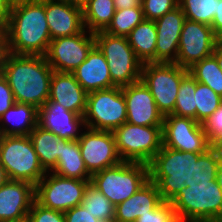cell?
I'll return each instance as SVG.
<instances>
[{
    "mask_svg": "<svg viewBox=\"0 0 222 222\" xmlns=\"http://www.w3.org/2000/svg\"><path fill=\"white\" fill-rule=\"evenodd\" d=\"M128 43L143 63H155L157 30L155 21L143 20L127 36Z\"/></svg>",
    "mask_w": 222,
    "mask_h": 222,
    "instance_id": "27",
    "label": "cell"
},
{
    "mask_svg": "<svg viewBox=\"0 0 222 222\" xmlns=\"http://www.w3.org/2000/svg\"><path fill=\"white\" fill-rule=\"evenodd\" d=\"M11 7L9 0H0V28H5Z\"/></svg>",
    "mask_w": 222,
    "mask_h": 222,
    "instance_id": "43",
    "label": "cell"
},
{
    "mask_svg": "<svg viewBox=\"0 0 222 222\" xmlns=\"http://www.w3.org/2000/svg\"><path fill=\"white\" fill-rule=\"evenodd\" d=\"M211 27L215 35L222 40V0H218L217 12L213 18Z\"/></svg>",
    "mask_w": 222,
    "mask_h": 222,
    "instance_id": "42",
    "label": "cell"
},
{
    "mask_svg": "<svg viewBox=\"0 0 222 222\" xmlns=\"http://www.w3.org/2000/svg\"><path fill=\"white\" fill-rule=\"evenodd\" d=\"M115 10L114 0H89L82 10L85 29L92 33L105 30Z\"/></svg>",
    "mask_w": 222,
    "mask_h": 222,
    "instance_id": "29",
    "label": "cell"
},
{
    "mask_svg": "<svg viewBox=\"0 0 222 222\" xmlns=\"http://www.w3.org/2000/svg\"><path fill=\"white\" fill-rule=\"evenodd\" d=\"M72 73L87 93L114 87L107 61L96 45Z\"/></svg>",
    "mask_w": 222,
    "mask_h": 222,
    "instance_id": "22",
    "label": "cell"
},
{
    "mask_svg": "<svg viewBox=\"0 0 222 222\" xmlns=\"http://www.w3.org/2000/svg\"><path fill=\"white\" fill-rule=\"evenodd\" d=\"M136 222H179L171 202L162 201L153 211L139 216Z\"/></svg>",
    "mask_w": 222,
    "mask_h": 222,
    "instance_id": "38",
    "label": "cell"
},
{
    "mask_svg": "<svg viewBox=\"0 0 222 222\" xmlns=\"http://www.w3.org/2000/svg\"><path fill=\"white\" fill-rule=\"evenodd\" d=\"M188 73V69L176 63L143 64L141 80L149 88L163 116L173 113L181 81Z\"/></svg>",
    "mask_w": 222,
    "mask_h": 222,
    "instance_id": "10",
    "label": "cell"
},
{
    "mask_svg": "<svg viewBox=\"0 0 222 222\" xmlns=\"http://www.w3.org/2000/svg\"><path fill=\"white\" fill-rule=\"evenodd\" d=\"M143 20L144 15L141 6L116 9L111 23L104 31L112 35L127 37Z\"/></svg>",
    "mask_w": 222,
    "mask_h": 222,
    "instance_id": "32",
    "label": "cell"
},
{
    "mask_svg": "<svg viewBox=\"0 0 222 222\" xmlns=\"http://www.w3.org/2000/svg\"><path fill=\"white\" fill-rule=\"evenodd\" d=\"M4 29L9 53L45 56L51 42L45 0L13 4Z\"/></svg>",
    "mask_w": 222,
    "mask_h": 222,
    "instance_id": "1",
    "label": "cell"
},
{
    "mask_svg": "<svg viewBox=\"0 0 222 222\" xmlns=\"http://www.w3.org/2000/svg\"><path fill=\"white\" fill-rule=\"evenodd\" d=\"M88 93L76 80L73 73L53 71L50 95L46 102H57L65 109L84 116Z\"/></svg>",
    "mask_w": 222,
    "mask_h": 222,
    "instance_id": "21",
    "label": "cell"
},
{
    "mask_svg": "<svg viewBox=\"0 0 222 222\" xmlns=\"http://www.w3.org/2000/svg\"><path fill=\"white\" fill-rule=\"evenodd\" d=\"M212 55L216 58L218 65L222 71V40L219 41Z\"/></svg>",
    "mask_w": 222,
    "mask_h": 222,
    "instance_id": "46",
    "label": "cell"
},
{
    "mask_svg": "<svg viewBox=\"0 0 222 222\" xmlns=\"http://www.w3.org/2000/svg\"><path fill=\"white\" fill-rule=\"evenodd\" d=\"M196 121L200 124L214 113L221 105L222 97L209 86L196 81L195 91Z\"/></svg>",
    "mask_w": 222,
    "mask_h": 222,
    "instance_id": "35",
    "label": "cell"
},
{
    "mask_svg": "<svg viewBox=\"0 0 222 222\" xmlns=\"http://www.w3.org/2000/svg\"><path fill=\"white\" fill-rule=\"evenodd\" d=\"M186 19L211 26L217 12L218 0H178Z\"/></svg>",
    "mask_w": 222,
    "mask_h": 222,
    "instance_id": "33",
    "label": "cell"
},
{
    "mask_svg": "<svg viewBox=\"0 0 222 222\" xmlns=\"http://www.w3.org/2000/svg\"><path fill=\"white\" fill-rule=\"evenodd\" d=\"M222 157V148L211 147L205 153L192 152L191 180L189 184H212L216 180L217 169Z\"/></svg>",
    "mask_w": 222,
    "mask_h": 222,
    "instance_id": "28",
    "label": "cell"
},
{
    "mask_svg": "<svg viewBox=\"0 0 222 222\" xmlns=\"http://www.w3.org/2000/svg\"><path fill=\"white\" fill-rule=\"evenodd\" d=\"M29 137L43 169L52 171L62 151V139L39 125L30 132Z\"/></svg>",
    "mask_w": 222,
    "mask_h": 222,
    "instance_id": "26",
    "label": "cell"
},
{
    "mask_svg": "<svg viewBox=\"0 0 222 222\" xmlns=\"http://www.w3.org/2000/svg\"><path fill=\"white\" fill-rule=\"evenodd\" d=\"M162 137L163 146L178 151L205 153L211 148L202 124L190 117L164 116Z\"/></svg>",
    "mask_w": 222,
    "mask_h": 222,
    "instance_id": "12",
    "label": "cell"
},
{
    "mask_svg": "<svg viewBox=\"0 0 222 222\" xmlns=\"http://www.w3.org/2000/svg\"><path fill=\"white\" fill-rule=\"evenodd\" d=\"M141 0H114L115 9H127L134 6H141Z\"/></svg>",
    "mask_w": 222,
    "mask_h": 222,
    "instance_id": "45",
    "label": "cell"
},
{
    "mask_svg": "<svg viewBox=\"0 0 222 222\" xmlns=\"http://www.w3.org/2000/svg\"><path fill=\"white\" fill-rule=\"evenodd\" d=\"M216 180L218 182L220 189L222 190V157L220 158V162L218 165Z\"/></svg>",
    "mask_w": 222,
    "mask_h": 222,
    "instance_id": "49",
    "label": "cell"
},
{
    "mask_svg": "<svg viewBox=\"0 0 222 222\" xmlns=\"http://www.w3.org/2000/svg\"><path fill=\"white\" fill-rule=\"evenodd\" d=\"M149 181L147 164L122 161L91 175L90 184L115 206L136 193Z\"/></svg>",
    "mask_w": 222,
    "mask_h": 222,
    "instance_id": "4",
    "label": "cell"
},
{
    "mask_svg": "<svg viewBox=\"0 0 222 222\" xmlns=\"http://www.w3.org/2000/svg\"><path fill=\"white\" fill-rule=\"evenodd\" d=\"M202 126L206 133L208 144L211 147L222 148V103L214 113L202 123Z\"/></svg>",
    "mask_w": 222,
    "mask_h": 222,
    "instance_id": "36",
    "label": "cell"
},
{
    "mask_svg": "<svg viewBox=\"0 0 222 222\" xmlns=\"http://www.w3.org/2000/svg\"><path fill=\"white\" fill-rule=\"evenodd\" d=\"M219 41L211 26L186 19L180 35L176 64L185 69L191 68L210 57Z\"/></svg>",
    "mask_w": 222,
    "mask_h": 222,
    "instance_id": "13",
    "label": "cell"
},
{
    "mask_svg": "<svg viewBox=\"0 0 222 222\" xmlns=\"http://www.w3.org/2000/svg\"><path fill=\"white\" fill-rule=\"evenodd\" d=\"M78 143L85 167L91 175L122 162L112 131L85 128Z\"/></svg>",
    "mask_w": 222,
    "mask_h": 222,
    "instance_id": "15",
    "label": "cell"
},
{
    "mask_svg": "<svg viewBox=\"0 0 222 222\" xmlns=\"http://www.w3.org/2000/svg\"><path fill=\"white\" fill-rule=\"evenodd\" d=\"M38 125V109L25 103L15 102L0 116V135L29 136Z\"/></svg>",
    "mask_w": 222,
    "mask_h": 222,
    "instance_id": "24",
    "label": "cell"
},
{
    "mask_svg": "<svg viewBox=\"0 0 222 222\" xmlns=\"http://www.w3.org/2000/svg\"><path fill=\"white\" fill-rule=\"evenodd\" d=\"M38 125L65 140H78L86 128L84 116L65 109L57 102H45L38 109Z\"/></svg>",
    "mask_w": 222,
    "mask_h": 222,
    "instance_id": "17",
    "label": "cell"
},
{
    "mask_svg": "<svg viewBox=\"0 0 222 222\" xmlns=\"http://www.w3.org/2000/svg\"><path fill=\"white\" fill-rule=\"evenodd\" d=\"M179 222H206L222 217V190L212 184H189L171 201Z\"/></svg>",
    "mask_w": 222,
    "mask_h": 222,
    "instance_id": "5",
    "label": "cell"
},
{
    "mask_svg": "<svg viewBox=\"0 0 222 222\" xmlns=\"http://www.w3.org/2000/svg\"><path fill=\"white\" fill-rule=\"evenodd\" d=\"M18 222H28V220H27V219H25V220H22V221H18Z\"/></svg>",
    "mask_w": 222,
    "mask_h": 222,
    "instance_id": "52",
    "label": "cell"
},
{
    "mask_svg": "<svg viewBox=\"0 0 222 222\" xmlns=\"http://www.w3.org/2000/svg\"><path fill=\"white\" fill-rule=\"evenodd\" d=\"M67 3L79 7L83 10V8L89 3V0H65Z\"/></svg>",
    "mask_w": 222,
    "mask_h": 222,
    "instance_id": "48",
    "label": "cell"
},
{
    "mask_svg": "<svg viewBox=\"0 0 222 222\" xmlns=\"http://www.w3.org/2000/svg\"><path fill=\"white\" fill-rule=\"evenodd\" d=\"M17 103L41 108L49 99L52 67L42 55L7 53L1 71Z\"/></svg>",
    "mask_w": 222,
    "mask_h": 222,
    "instance_id": "2",
    "label": "cell"
},
{
    "mask_svg": "<svg viewBox=\"0 0 222 222\" xmlns=\"http://www.w3.org/2000/svg\"><path fill=\"white\" fill-rule=\"evenodd\" d=\"M9 1L13 5L20 2H30V1H38V0H9Z\"/></svg>",
    "mask_w": 222,
    "mask_h": 222,
    "instance_id": "50",
    "label": "cell"
},
{
    "mask_svg": "<svg viewBox=\"0 0 222 222\" xmlns=\"http://www.w3.org/2000/svg\"><path fill=\"white\" fill-rule=\"evenodd\" d=\"M65 222H115L108 220H99L94 217L81 204L64 212Z\"/></svg>",
    "mask_w": 222,
    "mask_h": 222,
    "instance_id": "40",
    "label": "cell"
},
{
    "mask_svg": "<svg viewBox=\"0 0 222 222\" xmlns=\"http://www.w3.org/2000/svg\"><path fill=\"white\" fill-rule=\"evenodd\" d=\"M185 20L186 17L179 6L155 20L157 30L155 63H176Z\"/></svg>",
    "mask_w": 222,
    "mask_h": 222,
    "instance_id": "19",
    "label": "cell"
},
{
    "mask_svg": "<svg viewBox=\"0 0 222 222\" xmlns=\"http://www.w3.org/2000/svg\"><path fill=\"white\" fill-rule=\"evenodd\" d=\"M35 201V186L26 181L9 180L0 188V222L25 220Z\"/></svg>",
    "mask_w": 222,
    "mask_h": 222,
    "instance_id": "18",
    "label": "cell"
},
{
    "mask_svg": "<svg viewBox=\"0 0 222 222\" xmlns=\"http://www.w3.org/2000/svg\"><path fill=\"white\" fill-rule=\"evenodd\" d=\"M162 198L155 183L146 182L127 200L115 206V222H136L139 216L153 211Z\"/></svg>",
    "mask_w": 222,
    "mask_h": 222,
    "instance_id": "23",
    "label": "cell"
},
{
    "mask_svg": "<svg viewBox=\"0 0 222 222\" xmlns=\"http://www.w3.org/2000/svg\"><path fill=\"white\" fill-rule=\"evenodd\" d=\"M149 180L156 184L163 201L171 202L191 180L192 152L162 145L148 164Z\"/></svg>",
    "mask_w": 222,
    "mask_h": 222,
    "instance_id": "3",
    "label": "cell"
},
{
    "mask_svg": "<svg viewBox=\"0 0 222 222\" xmlns=\"http://www.w3.org/2000/svg\"><path fill=\"white\" fill-rule=\"evenodd\" d=\"M90 180L66 178L47 172L35 185V201L45 208L66 212L81 204Z\"/></svg>",
    "mask_w": 222,
    "mask_h": 222,
    "instance_id": "11",
    "label": "cell"
},
{
    "mask_svg": "<svg viewBox=\"0 0 222 222\" xmlns=\"http://www.w3.org/2000/svg\"><path fill=\"white\" fill-rule=\"evenodd\" d=\"M122 161L149 164L163 145L162 126L125 122L112 131Z\"/></svg>",
    "mask_w": 222,
    "mask_h": 222,
    "instance_id": "8",
    "label": "cell"
},
{
    "mask_svg": "<svg viewBox=\"0 0 222 222\" xmlns=\"http://www.w3.org/2000/svg\"><path fill=\"white\" fill-rule=\"evenodd\" d=\"M13 92L7 79L0 73V116L15 103Z\"/></svg>",
    "mask_w": 222,
    "mask_h": 222,
    "instance_id": "41",
    "label": "cell"
},
{
    "mask_svg": "<svg viewBox=\"0 0 222 222\" xmlns=\"http://www.w3.org/2000/svg\"><path fill=\"white\" fill-rule=\"evenodd\" d=\"M144 19L155 21L178 7V0H141Z\"/></svg>",
    "mask_w": 222,
    "mask_h": 222,
    "instance_id": "37",
    "label": "cell"
},
{
    "mask_svg": "<svg viewBox=\"0 0 222 222\" xmlns=\"http://www.w3.org/2000/svg\"><path fill=\"white\" fill-rule=\"evenodd\" d=\"M206 222H222V217L221 218H217V219H212Z\"/></svg>",
    "mask_w": 222,
    "mask_h": 222,
    "instance_id": "51",
    "label": "cell"
},
{
    "mask_svg": "<svg viewBox=\"0 0 222 222\" xmlns=\"http://www.w3.org/2000/svg\"><path fill=\"white\" fill-rule=\"evenodd\" d=\"M196 80L188 73L181 81L172 114L196 120Z\"/></svg>",
    "mask_w": 222,
    "mask_h": 222,
    "instance_id": "34",
    "label": "cell"
},
{
    "mask_svg": "<svg viewBox=\"0 0 222 222\" xmlns=\"http://www.w3.org/2000/svg\"><path fill=\"white\" fill-rule=\"evenodd\" d=\"M51 172L66 178L91 179V174L87 171L82 159L78 140L62 139V151L57 165Z\"/></svg>",
    "mask_w": 222,
    "mask_h": 222,
    "instance_id": "25",
    "label": "cell"
},
{
    "mask_svg": "<svg viewBox=\"0 0 222 222\" xmlns=\"http://www.w3.org/2000/svg\"><path fill=\"white\" fill-rule=\"evenodd\" d=\"M95 45L104 54L109 66L112 84L124 87L141 80L143 63L137 58L127 37L98 31L94 33Z\"/></svg>",
    "mask_w": 222,
    "mask_h": 222,
    "instance_id": "7",
    "label": "cell"
},
{
    "mask_svg": "<svg viewBox=\"0 0 222 222\" xmlns=\"http://www.w3.org/2000/svg\"><path fill=\"white\" fill-rule=\"evenodd\" d=\"M9 176L5 168L0 164V188L9 181Z\"/></svg>",
    "mask_w": 222,
    "mask_h": 222,
    "instance_id": "47",
    "label": "cell"
},
{
    "mask_svg": "<svg viewBox=\"0 0 222 222\" xmlns=\"http://www.w3.org/2000/svg\"><path fill=\"white\" fill-rule=\"evenodd\" d=\"M26 219L28 222H65V215L64 212L45 208L34 201Z\"/></svg>",
    "mask_w": 222,
    "mask_h": 222,
    "instance_id": "39",
    "label": "cell"
},
{
    "mask_svg": "<svg viewBox=\"0 0 222 222\" xmlns=\"http://www.w3.org/2000/svg\"><path fill=\"white\" fill-rule=\"evenodd\" d=\"M95 46L94 33L86 29L73 36L58 37L51 40L45 55L53 71L72 73Z\"/></svg>",
    "mask_w": 222,
    "mask_h": 222,
    "instance_id": "14",
    "label": "cell"
},
{
    "mask_svg": "<svg viewBox=\"0 0 222 222\" xmlns=\"http://www.w3.org/2000/svg\"><path fill=\"white\" fill-rule=\"evenodd\" d=\"M122 92L127 108L126 122L140 126H163L164 116L142 80L122 87Z\"/></svg>",
    "mask_w": 222,
    "mask_h": 222,
    "instance_id": "16",
    "label": "cell"
},
{
    "mask_svg": "<svg viewBox=\"0 0 222 222\" xmlns=\"http://www.w3.org/2000/svg\"><path fill=\"white\" fill-rule=\"evenodd\" d=\"M45 14L51 40L85 30L82 9L65 0H45Z\"/></svg>",
    "mask_w": 222,
    "mask_h": 222,
    "instance_id": "20",
    "label": "cell"
},
{
    "mask_svg": "<svg viewBox=\"0 0 222 222\" xmlns=\"http://www.w3.org/2000/svg\"><path fill=\"white\" fill-rule=\"evenodd\" d=\"M188 70L197 82L209 86L222 97V71L213 55L195 63Z\"/></svg>",
    "mask_w": 222,
    "mask_h": 222,
    "instance_id": "30",
    "label": "cell"
},
{
    "mask_svg": "<svg viewBox=\"0 0 222 222\" xmlns=\"http://www.w3.org/2000/svg\"><path fill=\"white\" fill-rule=\"evenodd\" d=\"M0 164L10 180L26 181L34 186L47 173L29 136L0 135Z\"/></svg>",
    "mask_w": 222,
    "mask_h": 222,
    "instance_id": "6",
    "label": "cell"
},
{
    "mask_svg": "<svg viewBox=\"0 0 222 222\" xmlns=\"http://www.w3.org/2000/svg\"><path fill=\"white\" fill-rule=\"evenodd\" d=\"M8 53L7 35L4 28H0V73L4 64L5 57Z\"/></svg>",
    "mask_w": 222,
    "mask_h": 222,
    "instance_id": "44",
    "label": "cell"
},
{
    "mask_svg": "<svg viewBox=\"0 0 222 222\" xmlns=\"http://www.w3.org/2000/svg\"><path fill=\"white\" fill-rule=\"evenodd\" d=\"M127 120V108L122 87L114 86L88 93L84 114L85 127L113 131Z\"/></svg>",
    "mask_w": 222,
    "mask_h": 222,
    "instance_id": "9",
    "label": "cell"
},
{
    "mask_svg": "<svg viewBox=\"0 0 222 222\" xmlns=\"http://www.w3.org/2000/svg\"><path fill=\"white\" fill-rule=\"evenodd\" d=\"M81 205L99 220H115V205L90 183L85 188Z\"/></svg>",
    "mask_w": 222,
    "mask_h": 222,
    "instance_id": "31",
    "label": "cell"
}]
</instances>
